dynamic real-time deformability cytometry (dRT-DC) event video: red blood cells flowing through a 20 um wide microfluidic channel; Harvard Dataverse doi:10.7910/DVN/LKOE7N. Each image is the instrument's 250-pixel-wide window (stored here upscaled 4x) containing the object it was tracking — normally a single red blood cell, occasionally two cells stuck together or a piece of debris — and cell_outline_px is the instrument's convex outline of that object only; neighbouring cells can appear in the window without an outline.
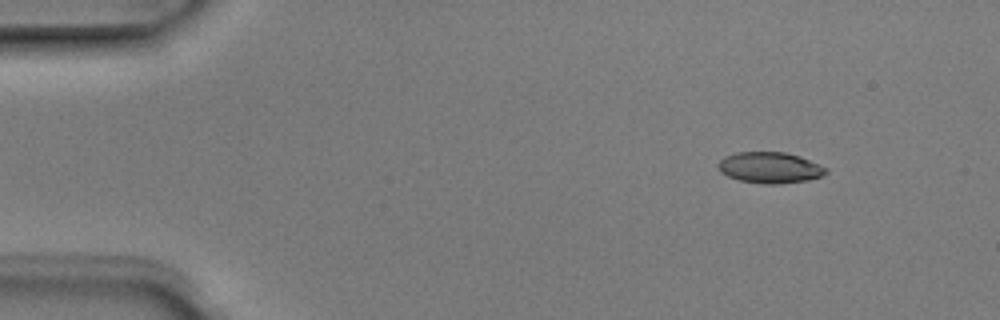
{"species": "Egyptian fruit bat (a non-hibernating species)", "species_latin": "Rousettus aegyptiacus", "temperature_condition": "room temperature", "stored_images_in_passage": 5, "camera_frame_rate_fps": 3000, "um_per_image_px": 0.085, "animal": {"sex": "male"}, "frame": {"image": 1, "passage_image": 1, "time_ms": 0.0, "image_size_px": [1000, 320], "cell_outline_px": [[828, 172], [820, 176], [808, 180], [780, 184], [768, 184], [740, 180], [728, 176], [720, 172], [716, 164], [724, 156], [736, 152], [784, 152], [800, 156], [828, 168]], "centroid_in_image_um": [65.42, 14.24], "position_along_channel_um": 19.6, "area_um2": 19.54}}
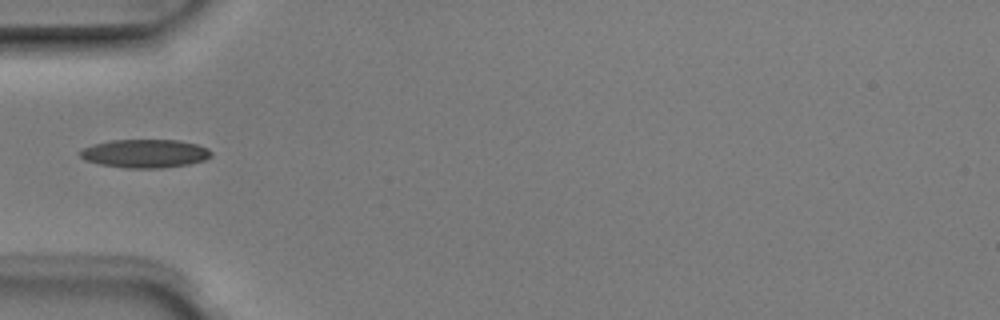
{"frame": {"image": 2, "passage_image": 4, "time_ms": 1.0, "image_size_px": [1000, 320], "cell_outline_px": [[212, 156], [204, 160], [188, 164], [164, 168], [124, 168], [100, 164], [84, 160], [80, 156], [80, 152], [84, 148], [92, 144], [112, 140], [180, 140], [196, 144], [208, 148], [212, 152]], "centroid_in_image_um": [12.34, 13.05], "position_along_channel_um": 72.7, "area_um2": 21.79}}
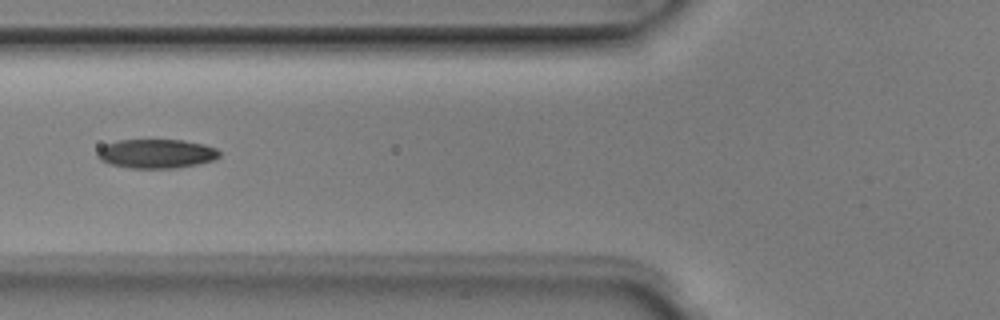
{"frame": {"image": 3, "passage_image": 5, "time_ms": 1.333, "image_size_px": [1000, 320], "cell_outline_px": [[220, 156], [216, 160], [176, 168], [132, 168], [108, 164], [100, 160], [96, 156], [96, 152], [104, 144], [120, 140], [184, 140], [204, 144], [216, 148], [220, 152]], "centroid_in_image_um": [13.28, 13.06], "position_along_channel_um": 112.5, "area_um2": 20.87}}